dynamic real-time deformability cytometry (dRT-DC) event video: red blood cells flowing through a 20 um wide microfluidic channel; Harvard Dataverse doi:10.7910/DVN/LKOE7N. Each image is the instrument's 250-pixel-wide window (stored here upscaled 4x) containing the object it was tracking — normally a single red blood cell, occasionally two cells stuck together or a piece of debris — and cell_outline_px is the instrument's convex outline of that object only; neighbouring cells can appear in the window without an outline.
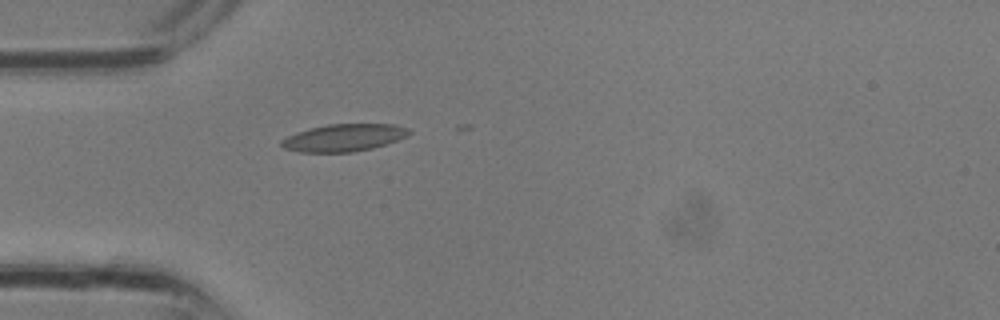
{"species": "common noctule bat (a hibernating species)", "species_latin": "Nyctalus noctula", "temperature_condition": "room temperature", "stored_images_in_passage": 2, "camera_frame_rate_fps": 3000, "um_per_image_px": 0.085, "animal": {"sex": "male", "body_mass_g": 13.3}, "frame": {"image": 1, "passage_image": 2, "time_ms": 0.333, "image_size_px": [1000, 320], "cell_outline_px": [[412, 132], [408, 136], [388, 144], [372, 148], [352, 152], [300, 152], [284, 148], [280, 144], [280, 140], [296, 132], [328, 124], [396, 124], [408, 128]], "centroid_in_image_um": [29.27, 11.7], "position_along_channel_um": 55.7, "area_um2": 20.4}}